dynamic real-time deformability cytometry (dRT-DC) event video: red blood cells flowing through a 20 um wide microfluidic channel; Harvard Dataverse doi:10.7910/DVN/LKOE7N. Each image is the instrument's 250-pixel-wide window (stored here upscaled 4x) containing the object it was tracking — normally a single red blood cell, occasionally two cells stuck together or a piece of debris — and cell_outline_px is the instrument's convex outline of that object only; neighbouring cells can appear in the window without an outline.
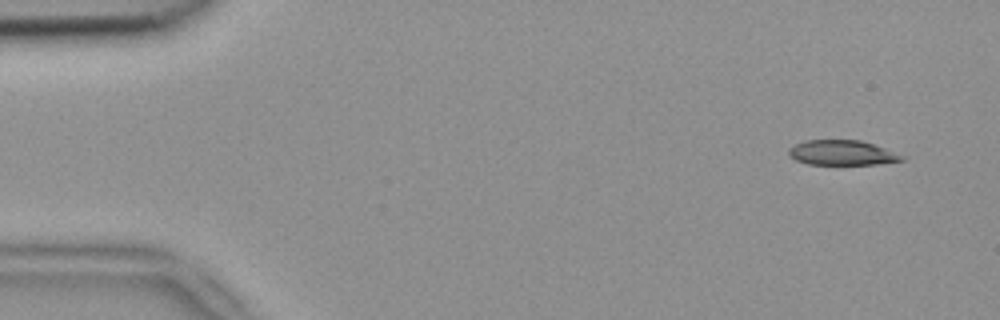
{"species": "common noctule bat (a hibernating species)", "species_latin": "Nyctalus noctula", "temperature_condition": "room temperature", "stored_images_in_passage": 5, "camera_frame_rate_fps": 3000, "um_per_image_px": 0.085, "animal": {"sex": "female", "body_mass_g": 18.4}, "frame": {"image": 1, "passage_image": 1, "time_ms": 0.0, "image_size_px": [1000, 320], "cell_outline_px": [[904, 160], [876, 164], [808, 164], [796, 160], [788, 156], [788, 148], [804, 140], [860, 140], [884, 148], [904, 156]], "centroid_in_image_um": [71.52, 12.98], "position_along_channel_um": 13.5, "area_um2": 16.3}}